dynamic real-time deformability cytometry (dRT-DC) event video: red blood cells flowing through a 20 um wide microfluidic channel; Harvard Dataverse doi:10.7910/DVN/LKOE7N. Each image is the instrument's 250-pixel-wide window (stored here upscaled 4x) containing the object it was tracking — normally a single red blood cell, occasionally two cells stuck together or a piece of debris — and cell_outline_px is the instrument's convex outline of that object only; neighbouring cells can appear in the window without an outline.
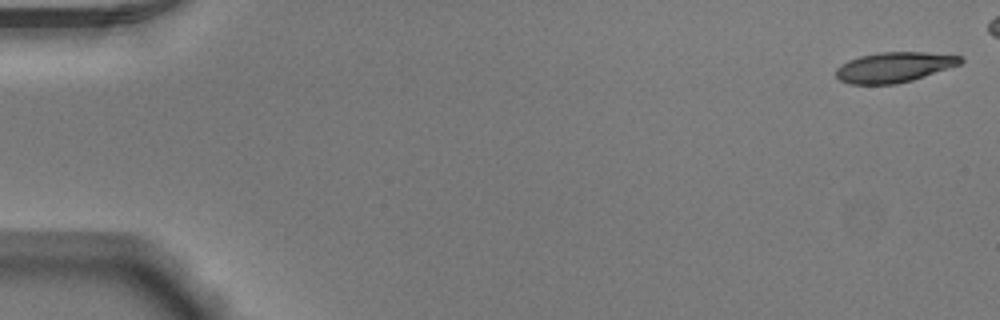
{"species": "Egyptian fruit bat (a non-hibernating species)", "species_latin": "Rousettus aegyptiacus", "temperature_condition": "warm", "stored_images_in_passage": 47, "camera_frame_rate_fps": 3000, "um_per_image_px": 0.085, "animal": {"sex": "male"}, "frame": {"image": 1, "passage_image": 1, "time_ms": 0.0, "image_size_px": [1000, 320], "cell_outline_px": [[964, 60], [960, 64], [912, 80], [896, 84], [848, 84], [840, 80], [836, 76], [836, 68], [848, 60], [860, 56], [880, 52], [928, 52], [964, 56]], "centroid_in_image_um": [76.0, 5.7], "position_along_channel_um": 9.0, "area_um2": 21.91}}
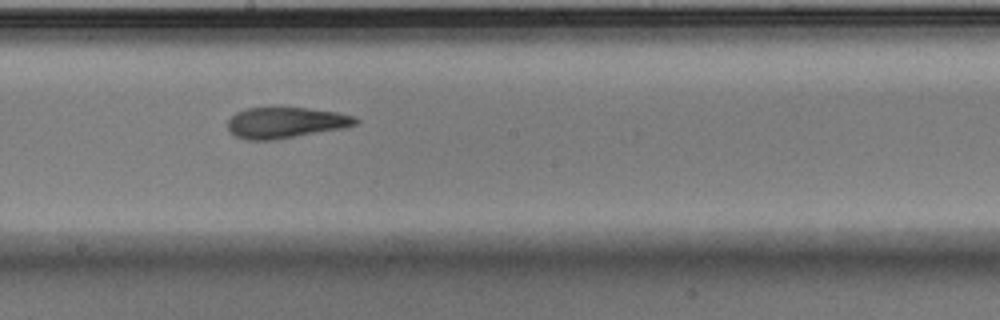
{"frame": {"image": 2, "passage_image": 29, "time_ms": 9.333, "image_size_px": [1000, 320], "cell_outline_px": [[360, 120], [356, 124], [344, 128], [276, 140], [248, 140], [236, 136], [228, 132], [228, 120], [236, 112], [248, 108], [272, 104], [336, 112], [352, 116]], "centroid_in_image_um": [24.22, 10.39], "position_along_channel_um": 224.0, "area_um2": 23.76}}
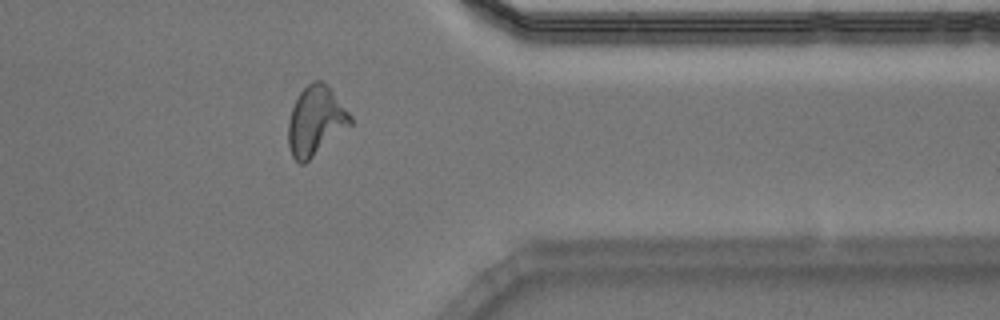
{"frame": {"image": 3, "passage_image": 42, "time_ms": 13.667, "image_size_px": [1000, 320], "cell_outline_px": [[352, 124], [304, 164], [300, 164], [292, 156], [288, 144], [288, 120], [292, 108], [300, 92], [312, 80], [320, 80], [328, 88], [352, 116]], "centroid_in_image_um": [26.81, 10.3], "position_along_channel_um": 384.6, "area_um2": 24.57}, "authors_computed_cell_mechanics": {"area_um2": 23.409, "velocity_mm_per_s": 3.9214, "shape_relaxation_time_tau1_ms": 11.1935, "shape_relaxation_time_tau2_ms": 2.2813, "deformation_change_tau1": 0.3174, "deformation_change_tau2": 0.1096}}